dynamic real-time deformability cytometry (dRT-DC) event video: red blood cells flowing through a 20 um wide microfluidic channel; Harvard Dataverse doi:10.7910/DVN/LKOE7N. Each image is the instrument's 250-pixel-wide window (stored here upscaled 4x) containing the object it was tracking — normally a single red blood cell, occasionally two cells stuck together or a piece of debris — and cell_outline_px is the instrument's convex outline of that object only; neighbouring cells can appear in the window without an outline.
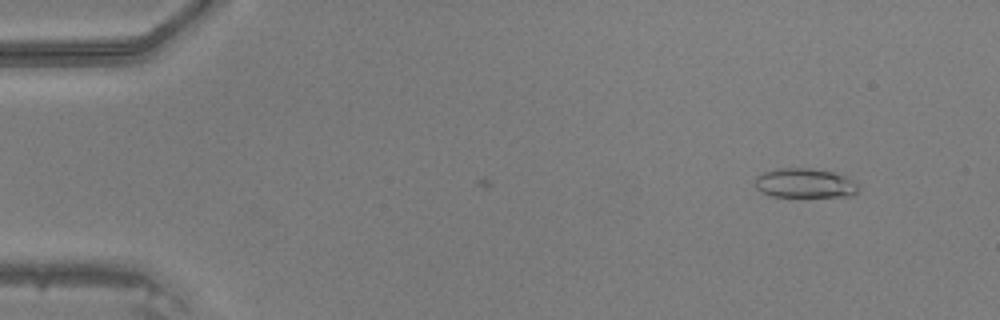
{"species": "common noctule bat (a hibernating species)", "species_latin": "Nyctalus noctula", "temperature_condition": "warm", "stored_images_in_passage": 4, "camera_frame_rate_fps": 3000, "um_per_image_px": 0.085, "animal": {"sex": "male", "body_mass_g": 20.5, "forearm_length_mm": 52.5}, "frame": {"image": 1, "passage_image": 4, "time_ms": 1.0, "image_size_px": [1000, 320], "cell_outline_px": [[856, 192], [852, 196], [772, 196], [760, 192], [756, 188], [756, 176], [764, 172], [776, 168], [812, 168], [832, 172], [844, 176], [852, 180], [856, 184]], "centroid_in_image_um": [68.36, 15.56], "position_along_channel_um": 16.6, "area_um2": 17.51}}